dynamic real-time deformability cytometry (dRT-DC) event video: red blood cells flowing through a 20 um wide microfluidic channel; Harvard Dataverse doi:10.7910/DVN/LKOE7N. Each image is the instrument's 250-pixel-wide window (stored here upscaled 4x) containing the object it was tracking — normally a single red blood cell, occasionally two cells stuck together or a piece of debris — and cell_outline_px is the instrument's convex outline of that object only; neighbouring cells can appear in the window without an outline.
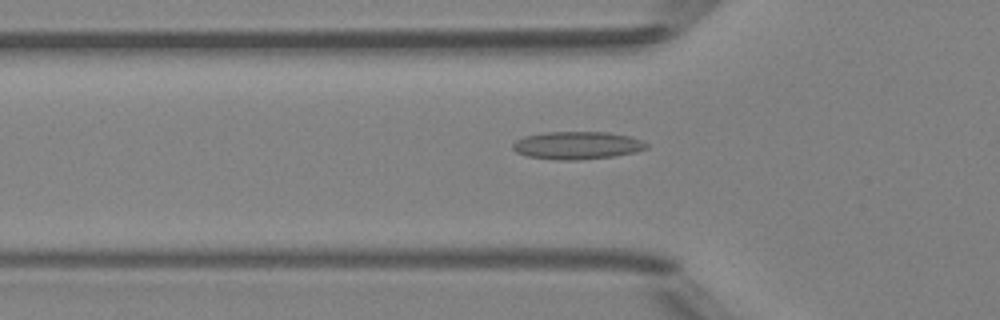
{"species": "Egyptian fruit bat (a non-hibernating species)", "species_latin": "Rousettus aegyptiacus", "temperature_condition": "room temperature", "stored_images_in_passage": 49, "camera_frame_rate_fps": 3000, "um_per_image_px": 0.085, "animal": {"sex": "female"}, "frame": {"image": 1, "passage_image": 17, "time_ms": 5.333, "image_size_px": [1000, 320], "cell_outline_px": [[648, 148], [636, 152], [612, 156], [576, 160], [556, 160], [528, 156], [516, 152], [512, 148], [512, 144], [516, 140], [524, 136], [544, 132], [608, 132], [632, 136], [648, 144]], "centroid_in_image_um": [49.06, 12.35], "position_along_channel_um": 76.7, "area_um2": 21.68}}
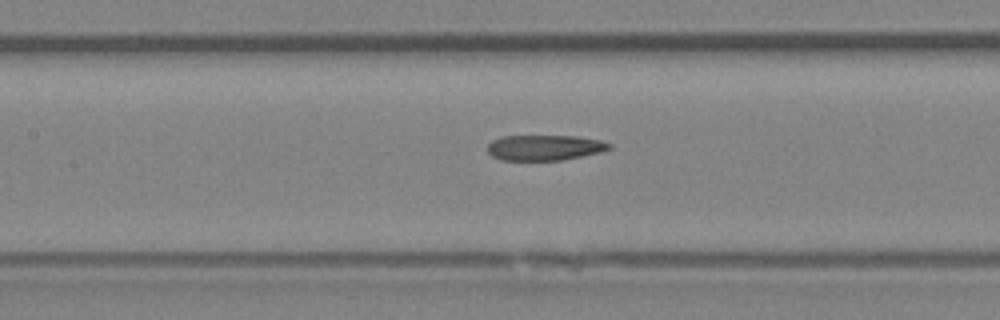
{"frame": {"image": 2, "passage_image": 23, "time_ms": 7.333, "image_size_px": [1000, 320], "cell_outline_px": [[612, 148], [600, 152], [560, 160], [504, 160], [492, 156], [488, 152], [488, 144], [492, 140], [500, 136], [576, 136], [600, 140], [612, 144]], "centroid_in_image_um": [46.28, 12.54], "position_along_channel_um": 161.1, "area_um2": 17.98}}
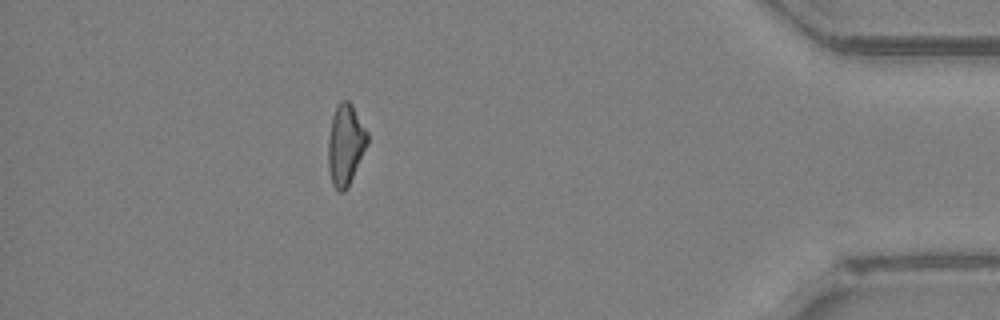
{"frame": {"image": 3, "passage_image": 44, "time_ms": 14.333, "image_size_px": [1000, 320], "cell_outline_px": [[368, 144], [348, 188], [344, 192], [340, 192], [332, 184], [328, 168], [328, 140], [332, 116], [336, 104], [340, 100], [348, 100], [352, 104], [368, 132]], "centroid_in_image_um": [29.37, 12.29], "position_along_channel_um": 405.8, "area_um2": 18.79}, "authors_computed_cell_mechanics": {"area_um2": 19.074, "velocity_mm_per_s": 4.221, "shape_relaxation_time_tau1_ms": null, "shape_relaxation_time_tau2_ms": 8.7712, "deformation_change_tau1": null, "deformation_change_tau2": 0.2398}}